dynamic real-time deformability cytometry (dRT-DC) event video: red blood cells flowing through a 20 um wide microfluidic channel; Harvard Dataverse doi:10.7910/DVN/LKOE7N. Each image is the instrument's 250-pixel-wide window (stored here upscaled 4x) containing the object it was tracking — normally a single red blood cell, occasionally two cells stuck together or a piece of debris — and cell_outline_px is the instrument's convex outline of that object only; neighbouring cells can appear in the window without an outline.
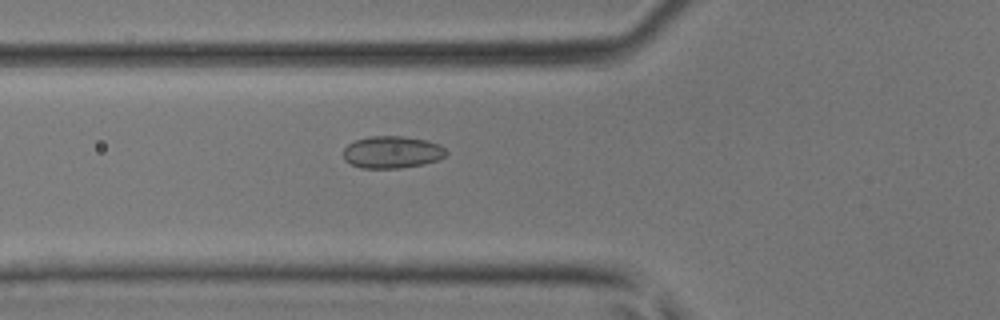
{"species": "common noctule bat (a hibernating species)", "species_latin": "Nyctalus noctula", "temperature_condition": "room temperature", "stored_images_in_passage": 45, "camera_frame_rate_fps": 3000, "um_per_image_px": 0.085, "animal": {"sex": "male", "body_mass_g": 17.9, "forearm_length_mm": 54.2}, "frame": {"image": 1, "passage_image": 17, "time_ms": 5.333, "image_size_px": [1000, 320], "cell_outline_px": [[448, 152], [444, 156], [436, 160], [424, 164], [400, 168], [360, 168], [344, 160], [344, 148], [348, 144], [356, 140], [368, 136], [404, 136], [428, 140], [440, 144]], "centroid_in_image_um": [33.33, 12.92], "position_along_channel_um": 92.5, "area_um2": 19.36}}
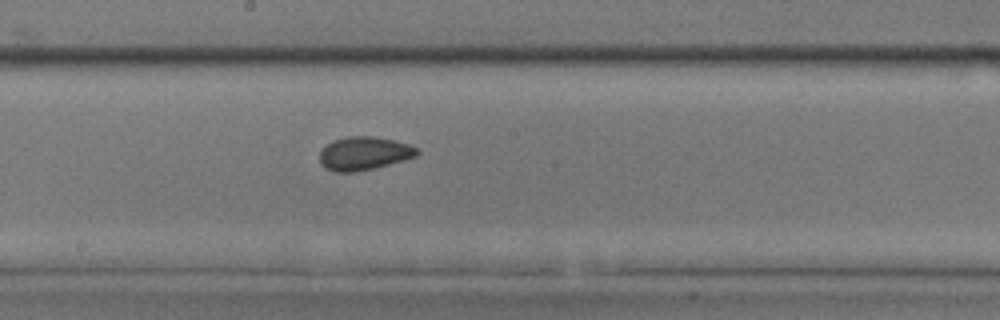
{"frame": {"image": 2, "passage_image": 25, "time_ms": 8.0, "image_size_px": [1000, 320], "cell_outline_px": [[420, 152], [416, 156], [404, 160], [356, 172], [332, 172], [324, 168], [320, 164], [320, 152], [332, 140], [348, 136], [372, 136], [392, 140], [408, 144], [416, 148]], "centroid_in_image_um": [30.9, 13.05], "position_along_channel_um": 217.3, "area_um2": 18.84}}
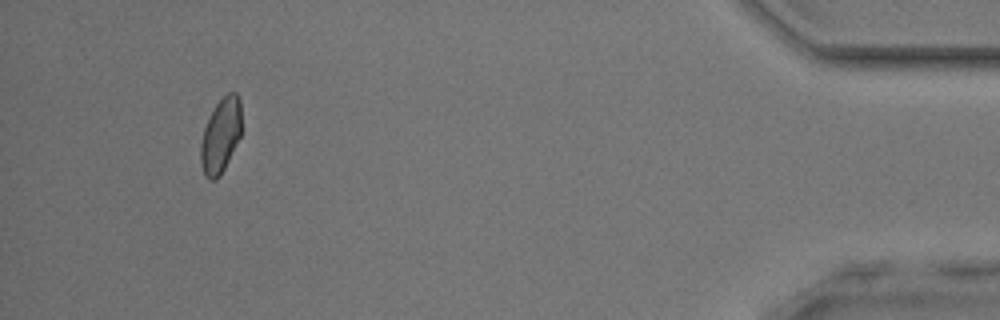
{"frame": {"image": 3, "passage_image": 42, "time_ms": 13.667, "image_size_px": [1000, 320], "cell_outline_px": [[240, 136], [220, 176], [216, 180], [208, 180], [204, 176], [200, 164], [200, 144], [204, 128], [216, 104], [228, 92], [236, 92], [240, 100]], "centroid_in_image_um": [18.73, 11.56], "position_along_channel_um": 416.5, "area_um2": 17.57}}